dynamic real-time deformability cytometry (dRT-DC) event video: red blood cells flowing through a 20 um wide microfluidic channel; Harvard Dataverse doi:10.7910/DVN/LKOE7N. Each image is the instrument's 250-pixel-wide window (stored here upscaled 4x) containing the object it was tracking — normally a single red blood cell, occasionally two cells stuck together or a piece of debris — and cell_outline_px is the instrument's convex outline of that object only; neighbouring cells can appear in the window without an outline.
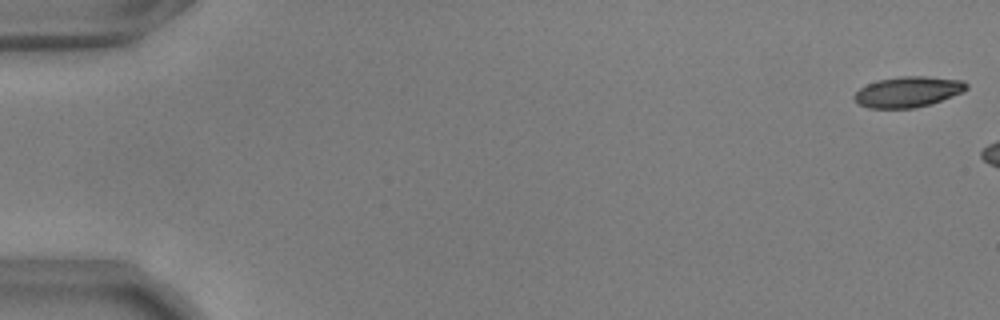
{"species": "common noctule bat (a hibernating species)", "species_latin": "Nyctalus noctula", "temperature_condition": "warm", "stored_images_in_passage": 22, "camera_frame_rate_fps": 3000, "um_per_image_px": 0.085, "animal": {"sex": "male", "body_mass_g": 17.9, "forearm_length_mm": 54.2}, "frame": {"image": 1, "passage_image": 1, "time_ms": 0.0, "image_size_px": [1000, 320], "cell_outline_px": [[968, 88], [964, 92], [932, 104], [916, 108], [868, 108], [856, 104], [852, 96], [860, 88], [868, 84], [880, 80], [900, 76], [924, 76], [964, 80], [968, 84]], "centroid_in_image_um": [77.19, 7.82], "position_along_channel_um": 7.8, "area_um2": 20.29}}
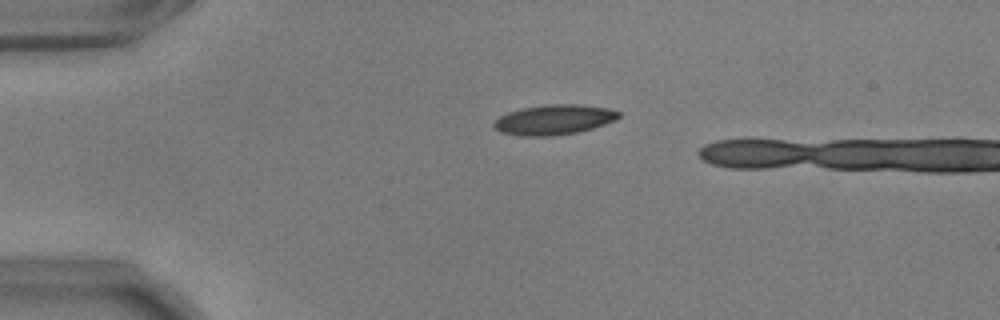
{"frame": {"image": 2, "passage_image": 13, "time_ms": 4.0, "image_size_px": [1000, 320], "cell_outline_px": [[620, 116], [616, 120], [592, 128], [576, 132], [552, 136], [520, 136], [500, 132], [492, 124], [500, 116], [508, 112], [520, 108], [548, 104], [576, 104], [608, 108], [620, 112]], "centroid_in_image_um": [47.07, 10.17], "position_along_channel_um": 37.9, "area_um2": 21.79}}